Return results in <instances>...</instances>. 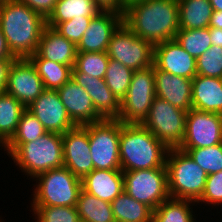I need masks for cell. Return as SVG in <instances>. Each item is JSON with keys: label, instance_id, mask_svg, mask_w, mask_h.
Instances as JSON below:
<instances>
[{"label": "cell", "instance_id": "2e32d148", "mask_svg": "<svg viewBox=\"0 0 222 222\" xmlns=\"http://www.w3.org/2000/svg\"><path fill=\"white\" fill-rule=\"evenodd\" d=\"M153 65L164 72L193 79L197 75V61L175 39L154 45Z\"/></svg>", "mask_w": 222, "mask_h": 222}, {"label": "cell", "instance_id": "ba28073f", "mask_svg": "<svg viewBox=\"0 0 222 222\" xmlns=\"http://www.w3.org/2000/svg\"><path fill=\"white\" fill-rule=\"evenodd\" d=\"M121 121L103 119L88 124L90 155L94 169L121 170L120 163Z\"/></svg>", "mask_w": 222, "mask_h": 222}, {"label": "cell", "instance_id": "7dc6e473", "mask_svg": "<svg viewBox=\"0 0 222 222\" xmlns=\"http://www.w3.org/2000/svg\"><path fill=\"white\" fill-rule=\"evenodd\" d=\"M144 0H122V14H124L125 8L130 6L133 3L140 2Z\"/></svg>", "mask_w": 222, "mask_h": 222}, {"label": "cell", "instance_id": "ac0fdd59", "mask_svg": "<svg viewBox=\"0 0 222 222\" xmlns=\"http://www.w3.org/2000/svg\"><path fill=\"white\" fill-rule=\"evenodd\" d=\"M57 93L71 120L82 126L103 120L96 112L91 96L71 78Z\"/></svg>", "mask_w": 222, "mask_h": 222}, {"label": "cell", "instance_id": "d590c367", "mask_svg": "<svg viewBox=\"0 0 222 222\" xmlns=\"http://www.w3.org/2000/svg\"><path fill=\"white\" fill-rule=\"evenodd\" d=\"M35 222H80L76 207L30 206Z\"/></svg>", "mask_w": 222, "mask_h": 222}, {"label": "cell", "instance_id": "8992f818", "mask_svg": "<svg viewBox=\"0 0 222 222\" xmlns=\"http://www.w3.org/2000/svg\"><path fill=\"white\" fill-rule=\"evenodd\" d=\"M168 190L171 198L197 202L204 191L208 174L179 148L168 150L166 156Z\"/></svg>", "mask_w": 222, "mask_h": 222}, {"label": "cell", "instance_id": "7a4b0ae2", "mask_svg": "<svg viewBox=\"0 0 222 222\" xmlns=\"http://www.w3.org/2000/svg\"><path fill=\"white\" fill-rule=\"evenodd\" d=\"M46 19L17 0H0V28L16 58L36 53Z\"/></svg>", "mask_w": 222, "mask_h": 222}, {"label": "cell", "instance_id": "7bdbcfd3", "mask_svg": "<svg viewBox=\"0 0 222 222\" xmlns=\"http://www.w3.org/2000/svg\"><path fill=\"white\" fill-rule=\"evenodd\" d=\"M0 59H16V57L9 50L6 38L2 33L1 28H0Z\"/></svg>", "mask_w": 222, "mask_h": 222}, {"label": "cell", "instance_id": "5b68a950", "mask_svg": "<svg viewBox=\"0 0 222 222\" xmlns=\"http://www.w3.org/2000/svg\"><path fill=\"white\" fill-rule=\"evenodd\" d=\"M31 206L76 207L82 181L68 168L61 167L38 174L33 178Z\"/></svg>", "mask_w": 222, "mask_h": 222}, {"label": "cell", "instance_id": "83f0119b", "mask_svg": "<svg viewBox=\"0 0 222 222\" xmlns=\"http://www.w3.org/2000/svg\"><path fill=\"white\" fill-rule=\"evenodd\" d=\"M196 205L192 200L170 197L153 210L152 222H197L193 212Z\"/></svg>", "mask_w": 222, "mask_h": 222}, {"label": "cell", "instance_id": "7c38bea8", "mask_svg": "<svg viewBox=\"0 0 222 222\" xmlns=\"http://www.w3.org/2000/svg\"><path fill=\"white\" fill-rule=\"evenodd\" d=\"M222 143V117L213 112L190 109L185 134L179 149L210 147Z\"/></svg>", "mask_w": 222, "mask_h": 222}, {"label": "cell", "instance_id": "d4e9b609", "mask_svg": "<svg viewBox=\"0 0 222 222\" xmlns=\"http://www.w3.org/2000/svg\"><path fill=\"white\" fill-rule=\"evenodd\" d=\"M26 107L5 91L0 92V150L16 133L18 123Z\"/></svg>", "mask_w": 222, "mask_h": 222}, {"label": "cell", "instance_id": "30bf717a", "mask_svg": "<svg viewBox=\"0 0 222 222\" xmlns=\"http://www.w3.org/2000/svg\"><path fill=\"white\" fill-rule=\"evenodd\" d=\"M106 53L109 59L135 71L153 65L154 45L139 38L122 22L112 33Z\"/></svg>", "mask_w": 222, "mask_h": 222}, {"label": "cell", "instance_id": "603a6c76", "mask_svg": "<svg viewBox=\"0 0 222 222\" xmlns=\"http://www.w3.org/2000/svg\"><path fill=\"white\" fill-rule=\"evenodd\" d=\"M192 109L222 113V78L196 75L192 79Z\"/></svg>", "mask_w": 222, "mask_h": 222}, {"label": "cell", "instance_id": "b9f144b4", "mask_svg": "<svg viewBox=\"0 0 222 222\" xmlns=\"http://www.w3.org/2000/svg\"><path fill=\"white\" fill-rule=\"evenodd\" d=\"M13 60L14 59H0V92L6 88L8 71Z\"/></svg>", "mask_w": 222, "mask_h": 222}, {"label": "cell", "instance_id": "bcb514c9", "mask_svg": "<svg viewBox=\"0 0 222 222\" xmlns=\"http://www.w3.org/2000/svg\"><path fill=\"white\" fill-rule=\"evenodd\" d=\"M213 11H222V0H209Z\"/></svg>", "mask_w": 222, "mask_h": 222}, {"label": "cell", "instance_id": "60d3db41", "mask_svg": "<svg viewBox=\"0 0 222 222\" xmlns=\"http://www.w3.org/2000/svg\"><path fill=\"white\" fill-rule=\"evenodd\" d=\"M102 11H116L122 14V0H94Z\"/></svg>", "mask_w": 222, "mask_h": 222}, {"label": "cell", "instance_id": "cb8c5ba5", "mask_svg": "<svg viewBox=\"0 0 222 222\" xmlns=\"http://www.w3.org/2000/svg\"><path fill=\"white\" fill-rule=\"evenodd\" d=\"M180 29L208 28L213 14L209 0H177Z\"/></svg>", "mask_w": 222, "mask_h": 222}, {"label": "cell", "instance_id": "d6986e66", "mask_svg": "<svg viewBox=\"0 0 222 222\" xmlns=\"http://www.w3.org/2000/svg\"><path fill=\"white\" fill-rule=\"evenodd\" d=\"M156 96L185 111L192 109V79L176 76L154 66Z\"/></svg>", "mask_w": 222, "mask_h": 222}, {"label": "cell", "instance_id": "f1b7e54d", "mask_svg": "<svg viewBox=\"0 0 222 222\" xmlns=\"http://www.w3.org/2000/svg\"><path fill=\"white\" fill-rule=\"evenodd\" d=\"M76 208L80 222H115L111 203L83 189L79 193Z\"/></svg>", "mask_w": 222, "mask_h": 222}, {"label": "cell", "instance_id": "f35d334b", "mask_svg": "<svg viewBox=\"0 0 222 222\" xmlns=\"http://www.w3.org/2000/svg\"><path fill=\"white\" fill-rule=\"evenodd\" d=\"M196 204L222 207V171L208 175L203 194Z\"/></svg>", "mask_w": 222, "mask_h": 222}, {"label": "cell", "instance_id": "277c9868", "mask_svg": "<svg viewBox=\"0 0 222 222\" xmlns=\"http://www.w3.org/2000/svg\"><path fill=\"white\" fill-rule=\"evenodd\" d=\"M3 149L27 179L64 166L62 134L47 132L35 141L6 144Z\"/></svg>", "mask_w": 222, "mask_h": 222}, {"label": "cell", "instance_id": "9c48e42d", "mask_svg": "<svg viewBox=\"0 0 222 222\" xmlns=\"http://www.w3.org/2000/svg\"><path fill=\"white\" fill-rule=\"evenodd\" d=\"M155 97L154 65L135 70L127 94L120 101V114L117 119L122 123L141 124Z\"/></svg>", "mask_w": 222, "mask_h": 222}, {"label": "cell", "instance_id": "f6af8a7d", "mask_svg": "<svg viewBox=\"0 0 222 222\" xmlns=\"http://www.w3.org/2000/svg\"><path fill=\"white\" fill-rule=\"evenodd\" d=\"M209 28L222 29V11H213Z\"/></svg>", "mask_w": 222, "mask_h": 222}, {"label": "cell", "instance_id": "e575fe53", "mask_svg": "<svg viewBox=\"0 0 222 222\" xmlns=\"http://www.w3.org/2000/svg\"><path fill=\"white\" fill-rule=\"evenodd\" d=\"M47 131L27 109L22 113L16 133L7 144H23L35 141Z\"/></svg>", "mask_w": 222, "mask_h": 222}, {"label": "cell", "instance_id": "ee69618b", "mask_svg": "<svg viewBox=\"0 0 222 222\" xmlns=\"http://www.w3.org/2000/svg\"><path fill=\"white\" fill-rule=\"evenodd\" d=\"M212 46L222 47V29L209 28Z\"/></svg>", "mask_w": 222, "mask_h": 222}, {"label": "cell", "instance_id": "ffe728a7", "mask_svg": "<svg viewBox=\"0 0 222 222\" xmlns=\"http://www.w3.org/2000/svg\"><path fill=\"white\" fill-rule=\"evenodd\" d=\"M72 79L91 96L96 112L103 119L119 117L120 100L113 95L104 79L85 73H72Z\"/></svg>", "mask_w": 222, "mask_h": 222}, {"label": "cell", "instance_id": "ab89813d", "mask_svg": "<svg viewBox=\"0 0 222 222\" xmlns=\"http://www.w3.org/2000/svg\"><path fill=\"white\" fill-rule=\"evenodd\" d=\"M20 3L26 4L33 11L39 13L45 19L53 12L55 4L58 0H17Z\"/></svg>", "mask_w": 222, "mask_h": 222}, {"label": "cell", "instance_id": "836d02e7", "mask_svg": "<svg viewBox=\"0 0 222 222\" xmlns=\"http://www.w3.org/2000/svg\"><path fill=\"white\" fill-rule=\"evenodd\" d=\"M180 150L187 152L208 175L222 171V143L210 147Z\"/></svg>", "mask_w": 222, "mask_h": 222}, {"label": "cell", "instance_id": "52a82bcc", "mask_svg": "<svg viewBox=\"0 0 222 222\" xmlns=\"http://www.w3.org/2000/svg\"><path fill=\"white\" fill-rule=\"evenodd\" d=\"M186 116L187 111L156 96L141 124L168 149L179 148L185 134Z\"/></svg>", "mask_w": 222, "mask_h": 222}, {"label": "cell", "instance_id": "44dd1931", "mask_svg": "<svg viewBox=\"0 0 222 222\" xmlns=\"http://www.w3.org/2000/svg\"><path fill=\"white\" fill-rule=\"evenodd\" d=\"M76 46L53 27L45 26L36 53L29 59H47L74 67Z\"/></svg>", "mask_w": 222, "mask_h": 222}, {"label": "cell", "instance_id": "4316f807", "mask_svg": "<svg viewBox=\"0 0 222 222\" xmlns=\"http://www.w3.org/2000/svg\"><path fill=\"white\" fill-rule=\"evenodd\" d=\"M101 11L91 0H58L46 23H62L72 18H94Z\"/></svg>", "mask_w": 222, "mask_h": 222}, {"label": "cell", "instance_id": "484cf974", "mask_svg": "<svg viewBox=\"0 0 222 222\" xmlns=\"http://www.w3.org/2000/svg\"><path fill=\"white\" fill-rule=\"evenodd\" d=\"M111 205L115 222H152L153 210L125 191L118 195Z\"/></svg>", "mask_w": 222, "mask_h": 222}, {"label": "cell", "instance_id": "d6a6232c", "mask_svg": "<svg viewBox=\"0 0 222 222\" xmlns=\"http://www.w3.org/2000/svg\"><path fill=\"white\" fill-rule=\"evenodd\" d=\"M108 64L106 52H77L72 73H85L104 79Z\"/></svg>", "mask_w": 222, "mask_h": 222}, {"label": "cell", "instance_id": "4dcf8cb0", "mask_svg": "<svg viewBox=\"0 0 222 222\" xmlns=\"http://www.w3.org/2000/svg\"><path fill=\"white\" fill-rule=\"evenodd\" d=\"M174 39L195 59L212 46L209 27L199 29H179Z\"/></svg>", "mask_w": 222, "mask_h": 222}, {"label": "cell", "instance_id": "9a60e30c", "mask_svg": "<svg viewBox=\"0 0 222 222\" xmlns=\"http://www.w3.org/2000/svg\"><path fill=\"white\" fill-rule=\"evenodd\" d=\"M26 109L43 125L47 132L64 134L77 125L69 117L57 90H44Z\"/></svg>", "mask_w": 222, "mask_h": 222}, {"label": "cell", "instance_id": "8fae6325", "mask_svg": "<svg viewBox=\"0 0 222 222\" xmlns=\"http://www.w3.org/2000/svg\"><path fill=\"white\" fill-rule=\"evenodd\" d=\"M123 176L124 191L152 210L170 198L167 168L123 171Z\"/></svg>", "mask_w": 222, "mask_h": 222}, {"label": "cell", "instance_id": "f546056e", "mask_svg": "<svg viewBox=\"0 0 222 222\" xmlns=\"http://www.w3.org/2000/svg\"><path fill=\"white\" fill-rule=\"evenodd\" d=\"M46 90H58L72 78V67L47 59H30Z\"/></svg>", "mask_w": 222, "mask_h": 222}, {"label": "cell", "instance_id": "4fadbf2b", "mask_svg": "<svg viewBox=\"0 0 222 222\" xmlns=\"http://www.w3.org/2000/svg\"><path fill=\"white\" fill-rule=\"evenodd\" d=\"M45 90L35 65L29 58H16L9 71L5 92L29 106Z\"/></svg>", "mask_w": 222, "mask_h": 222}, {"label": "cell", "instance_id": "3957f363", "mask_svg": "<svg viewBox=\"0 0 222 222\" xmlns=\"http://www.w3.org/2000/svg\"><path fill=\"white\" fill-rule=\"evenodd\" d=\"M168 150L142 124L121 122L120 163L122 171L166 168Z\"/></svg>", "mask_w": 222, "mask_h": 222}, {"label": "cell", "instance_id": "1f68e13d", "mask_svg": "<svg viewBox=\"0 0 222 222\" xmlns=\"http://www.w3.org/2000/svg\"><path fill=\"white\" fill-rule=\"evenodd\" d=\"M134 70L118 61L109 59L104 80L113 95L120 101L127 94Z\"/></svg>", "mask_w": 222, "mask_h": 222}, {"label": "cell", "instance_id": "8d00e7d4", "mask_svg": "<svg viewBox=\"0 0 222 222\" xmlns=\"http://www.w3.org/2000/svg\"><path fill=\"white\" fill-rule=\"evenodd\" d=\"M196 61L197 75L222 78V47L211 46Z\"/></svg>", "mask_w": 222, "mask_h": 222}, {"label": "cell", "instance_id": "5bb4252c", "mask_svg": "<svg viewBox=\"0 0 222 222\" xmlns=\"http://www.w3.org/2000/svg\"><path fill=\"white\" fill-rule=\"evenodd\" d=\"M62 141L64 167L82 180L94 170L90 155L88 124L66 131L62 135Z\"/></svg>", "mask_w": 222, "mask_h": 222}, {"label": "cell", "instance_id": "7402d4cb", "mask_svg": "<svg viewBox=\"0 0 222 222\" xmlns=\"http://www.w3.org/2000/svg\"><path fill=\"white\" fill-rule=\"evenodd\" d=\"M81 181L85 192L110 203L124 191L122 170L94 169Z\"/></svg>", "mask_w": 222, "mask_h": 222}, {"label": "cell", "instance_id": "e0dca14e", "mask_svg": "<svg viewBox=\"0 0 222 222\" xmlns=\"http://www.w3.org/2000/svg\"><path fill=\"white\" fill-rule=\"evenodd\" d=\"M123 22V14L101 11L90 24L76 46L77 52H106L112 33Z\"/></svg>", "mask_w": 222, "mask_h": 222}, {"label": "cell", "instance_id": "6da1fadb", "mask_svg": "<svg viewBox=\"0 0 222 222\" xmlns=\"http://www.w3.org/2000/svg\"><path fill=\"white\" fill-rule=\"evenodd\" d=\"M123 23L153 45L173 40L179 31L177 0H144L125 8Z\"/></svg>", "mask_w": 222, "mask_h": 222}, {"label": "cell", "instance_id": "74e56055", "mask_svg": "<svg viewBox=\"0 0 222 222\" xmlns=\"http://www.w3.org/2000/svg\"><path fill=\"white\" fill-rule=\"evenodd\" d=\"M91 19L92 18H72L62 23H46V25L53 27L62 36L77 46L87 30Z\"/></svg>", "mask_w": 222, "mask_h": 222}]
</instances>
